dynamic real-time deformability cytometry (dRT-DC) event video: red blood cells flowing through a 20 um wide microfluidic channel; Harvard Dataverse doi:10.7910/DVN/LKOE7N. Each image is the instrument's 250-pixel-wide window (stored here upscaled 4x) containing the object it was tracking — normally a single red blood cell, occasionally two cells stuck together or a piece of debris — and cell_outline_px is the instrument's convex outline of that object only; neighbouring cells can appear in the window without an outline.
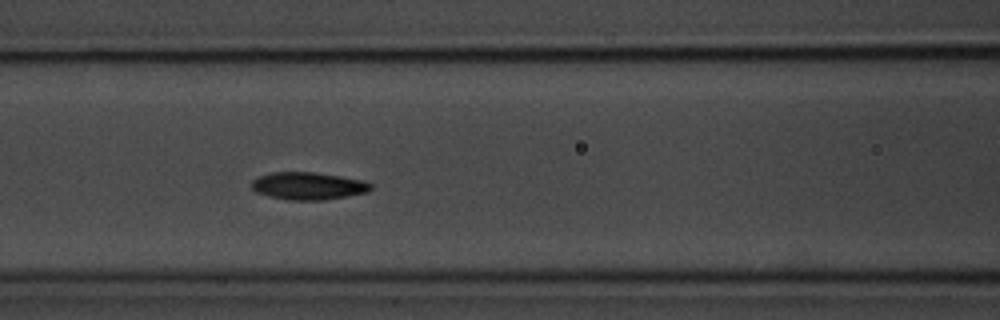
{"species": "common noctule bat (a hibernating species)", "species_latin": "Nyctalus noctula", "temperature_condition": "room temperature", "stored_images_in_passage": 6, "camera_frame_rate_fps": 3000, "um_per_image_px": 0.085, "animal": {"sex": "male", "body_mass_g": 20.1, "forearm_length_mm": 53.5}, "frame": {"image": 1, "passage_image": 5, "time_ms": 4.333, "image_size_px": [1000, 320], "cell_outline_px": [[372, 188], [368, 192], [348, 196], [324, 200], [288, 200], [268, 196], [256, 192], [252, 188], [252, 180], [260, 176], [272, 172], [312, 172], [340, 176], [364, 180], [372, 184]], "centroid_in_image_um": [26.22, 15.81], "position_along_channel_um": 140.4, "area_um2": 19.13}}